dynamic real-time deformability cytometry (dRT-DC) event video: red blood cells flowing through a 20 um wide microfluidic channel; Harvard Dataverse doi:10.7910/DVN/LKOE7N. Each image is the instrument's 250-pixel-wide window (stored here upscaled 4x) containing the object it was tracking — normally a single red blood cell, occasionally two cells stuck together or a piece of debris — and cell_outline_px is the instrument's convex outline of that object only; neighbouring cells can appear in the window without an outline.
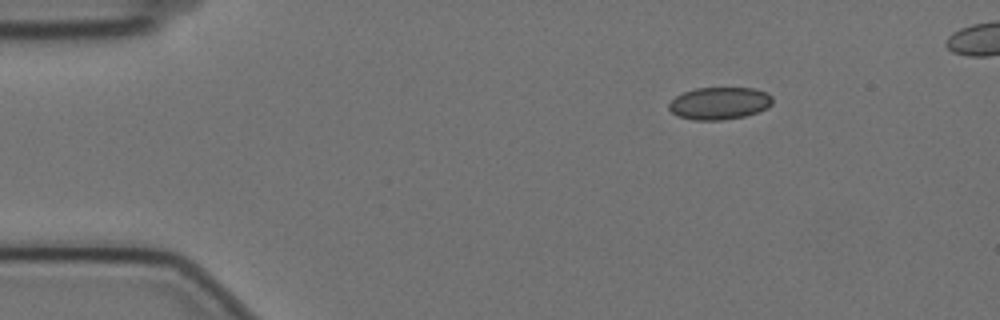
{"species": "Egyptian fruit bat (a non-hibernating species)", "species_latin": "Rousettus aegyptiacus", "temperature_condition": "cold", "stored_images_in_passage": 37, "camera_frame_rate_fps": 3000, "um_per_image_px": 0.085, "animal": {"sex": "female"}, "frame": {"image": 1, "passage_image": 1, "time_ms": 0.0, "image_size_px": [1000, 320], "cell_outline_px": [[772, 104], [768, 108], [744, 116], [720, 120], [692, 120], [676, 116], [668, 108], [668, 104], [676, 96], [684, 92], [696, 88], [752, 88], [768, 92], [772, 96]], "centroid_in_image_um": [61.15, 8.78], "position_along_channel_um": 23.9, "area_um2": 19.59}}
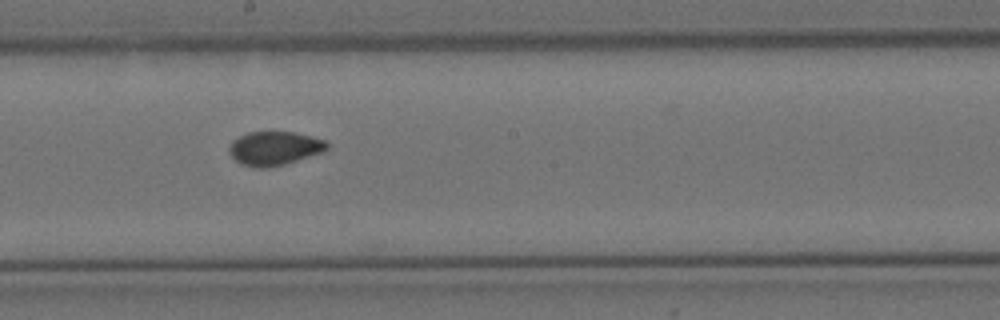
{"frame": {"image": 2, "passage_image": 24, "time_ms": 7.667, "image_size_px": [1000, 320], "cell_outline_px": [[328, 148], [324, 152], [284, 164], [268, 168], [256, 168], [240, 164], [228, 152], [228, 148], [232, 140], [248, 132], [296, 132], [324, 140], [328, 144]], "centroid_in_image_um": [23.31, 12.61], "position_along_channel_um": 224.9, "area_um2": 19.36}}
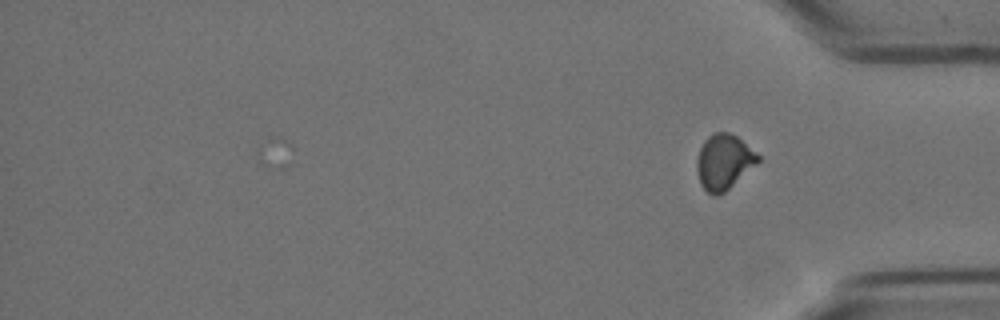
{"frame": {"image": 3, "passage_image": 37, "time_ms": 12.0, "image_size_px": [1000, 320], "cell_outline_px": [[760, 160], [756, 164], [724, 192], [716, 196], [712, 196], [700, 184], [696, 168], [696, 160], [700, 148], [704, 140], [712, 132], [728, 132], [736, 136], [756, 152], [760, 156]], "centroid_in_image_um": [61.5, 13.75], "position_along_channel_um": 373.7, "area_um2": 19.54}}